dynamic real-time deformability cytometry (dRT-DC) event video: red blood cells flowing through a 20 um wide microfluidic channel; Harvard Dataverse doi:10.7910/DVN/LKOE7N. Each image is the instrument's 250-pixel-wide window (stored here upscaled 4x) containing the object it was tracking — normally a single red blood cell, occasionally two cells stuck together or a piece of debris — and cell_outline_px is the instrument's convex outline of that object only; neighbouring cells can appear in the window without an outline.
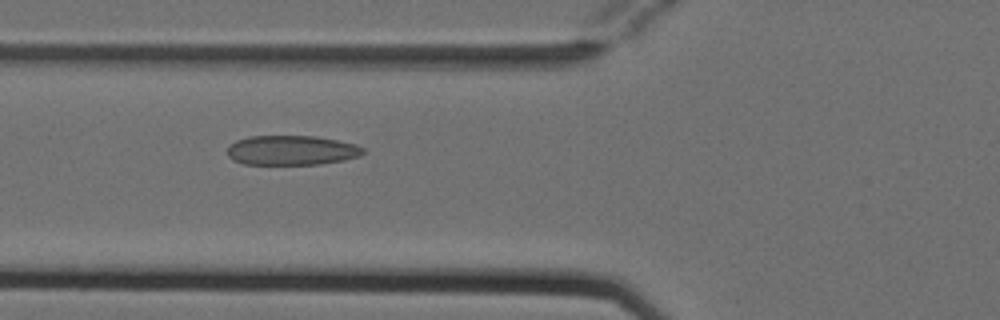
{"species": "Egyptian fruit bat (a non-hibernating species)", "species_latin": "Rousettus aegyptiacus", "temperature_condition": "cold", "stored_images_in_passage": 4, "camera_frame_rate_fps": 3000, "um_per_image_px": 0.085, "animal": {"sex": "female"}, "frame": {"image": 1, "passage_image": 3, "time_ms": 0.667, "image_size_px": [1000, 320], "cell_outline_px": [[364, 152], [360, 156], [344, 160], [320, 164], [244, 164], [232, 160], [228, 156], [228, 144], [236, 140], [248, 136], [312, 136], [336, 140], [356, 144], [364, 148]], "centroid_in_image_um": [24.76, 12.77], "position_along_channel_um": 101.0, "area_um2": 23.52}}
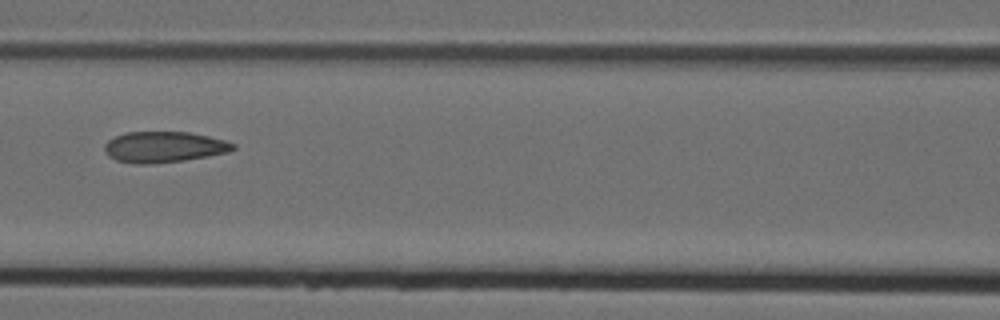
{"frame": {"image": 2, "passage_image": 4, "time_ms": 1.0, "image_size_px": [1000, 320], "cell_outline_px": [[236, 148], [228, 152], [208, 156], [184, 160], [152, 164], [136, 164], [116, 160], [108, 156], [104, 148], [104, 144], [108, 140], [124, 132], [188, 132], [208, 136], [224, 140], [236, 144]], "centroid_in_image_um": [13.92, 12.49], "position_along_channel_um": 152.7, "area_um2": 23.18}}